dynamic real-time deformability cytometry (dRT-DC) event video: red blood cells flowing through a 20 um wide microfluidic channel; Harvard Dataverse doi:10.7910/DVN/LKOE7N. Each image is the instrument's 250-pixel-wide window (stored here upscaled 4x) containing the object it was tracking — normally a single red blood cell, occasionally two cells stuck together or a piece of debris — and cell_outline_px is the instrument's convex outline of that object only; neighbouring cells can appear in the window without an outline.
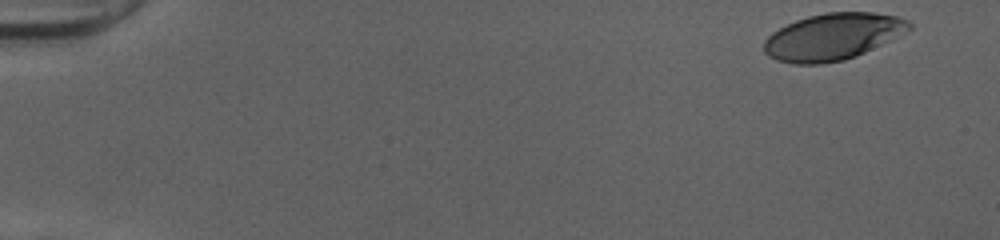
{"species": "human", "species_latin": "Homo sapiens", "temperature_condition": "cold", "stored_images_in_passage": 49, "camera_frame_rate_fps": 3000, "um_per_image_px": 0.085, "donor": {"sex": "female"}, "frame": {"image": 1, "passage_image": 1, "time_ms": 0.0, "image_size_px": [1000, 240], "cell_outline_px": [[912, 28], [856, 56], [844, 60], [820, 64], [796, 64], [776, 60], [768, 56], [764, 52], [764, 40], [772, 32], [796, 20], [808, 16], [828, 12], [872, 12], [896, 16], [908, 20], [912, 24]], "centroid_in_image_um": [70.75, 3.12], "position_along_channel_um": 14.3, "area_um2": 39.13}}
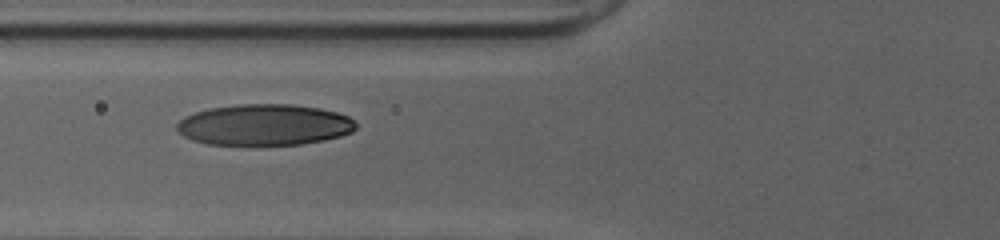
{"frame": {"image": 2, "passage_image": 19, "time_ms": 6.0, "image_size_px": [1000, 240], "cell_outline_px": [[356, 128], [352, 132], [340, 136], [324, 140], [300, 144], [208, 144], [192, 140], [184, 136], [176, 128], [176, 124], [184, 116], [196, 112], [212, 108], [240, 104], [292, 104], [320, 108], [336, 112], [348, 116], [356, 124]], "centroid_in_image_um": [22.48, 10.6], "position_along_channel_um": 103.3, "area_um2": 42.66}}
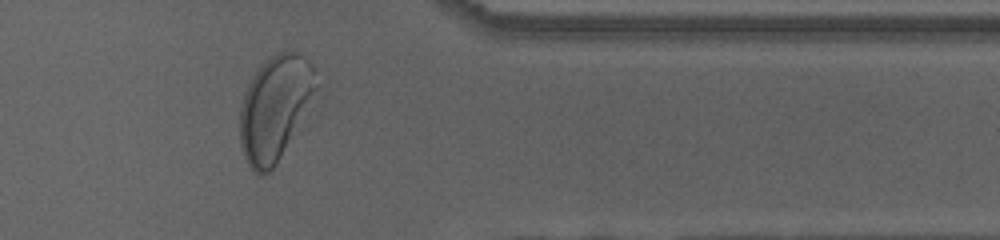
{"frame": {"image": 3, "passage_image": 41, "time_ms": 13.333, "image_size_px": [1000, 240], "cell_outline_px": [[324, 84], [276, 164], [264, 176], [260, 176], [248, 164], [244, 156], [240, 144], [240, 108], [248, 84], [252, 76], [260, 64], [276, 52], [296, 52], [308, 60], [316, 68]], "centroid_in_image_um": [23.46, 9.12], "position_along_channel_um": 387.9, "area_um2": 47.45}, "authors_computed_cell_mechanics": {"area_um2": 42.1362, "velocity_mm_per_s": 3.9943, "shape_relaxation_time_tau1_ms": 3.0268, "shape_relaxation_time_tau2_ms": 0.7422, "deformation_change_tau1": 0.1699, "deformation_change_tau2": 0.0393}}